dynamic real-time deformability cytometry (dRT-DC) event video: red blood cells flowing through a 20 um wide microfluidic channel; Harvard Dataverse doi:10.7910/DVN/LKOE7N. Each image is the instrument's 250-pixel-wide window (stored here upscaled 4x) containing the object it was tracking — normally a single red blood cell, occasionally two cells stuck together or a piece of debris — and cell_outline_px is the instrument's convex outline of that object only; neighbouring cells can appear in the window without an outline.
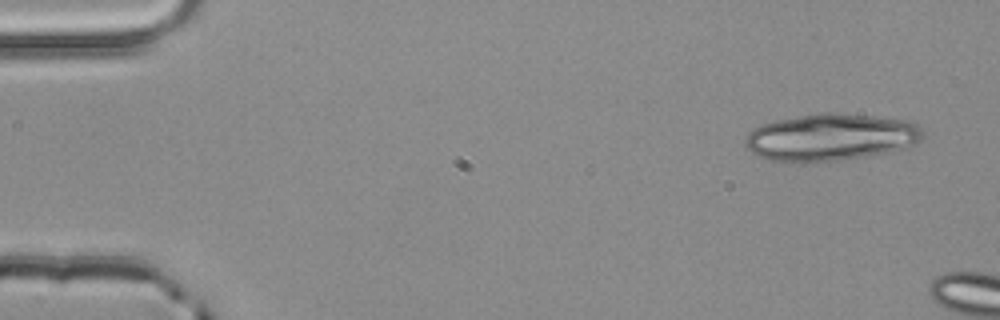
{"species": "common noctule bat (a hibernating species)", "species_latin": "Nyctalus noctula", "temperature_condition": "room temperature", "stored_images_in_passage": 2, "camera_frame_rate_fps": 3000, "um_per_image_px": 0.085, "animal": {"sex": "male", "body_mass_g": 20.4}, "frame": {"image": 1, "passage_image": 1, "time_ms": 0.0, "image_size_px": [1000, 320], "cell_outline_px": [[928, 136], [916, 144], [904, 148], [888, 152], [840, 160], [772, 160], [760, 156], [752, 152], [744, 144], [744, 140], [748, 132], [764, 124], [776, 120], [820, 112], [832, 112], [876, 116], [908, 120], [924, 128]], "centroid_in_image_um": [70.72, 11.63], "position_along_channel_um": 14.3, "area_um2": 48.44}}